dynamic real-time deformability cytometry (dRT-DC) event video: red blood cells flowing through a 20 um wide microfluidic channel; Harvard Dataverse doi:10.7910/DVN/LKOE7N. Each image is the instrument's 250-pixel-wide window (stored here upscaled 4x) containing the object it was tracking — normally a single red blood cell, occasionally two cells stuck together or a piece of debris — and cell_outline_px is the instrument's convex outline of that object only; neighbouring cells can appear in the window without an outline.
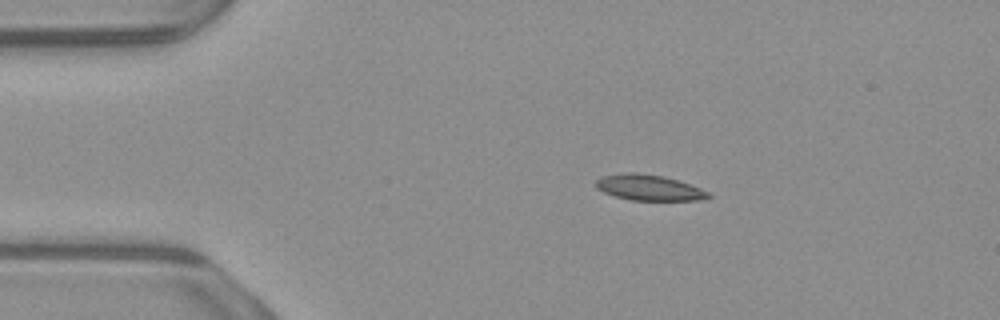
{"species": "common noctule bat (a hibernating species)", "species_latin": "Nyctalus noctula", "temperature_condition": "warm", "stored_images_in_passage": 44, "camera_frame_rate_fps": 3000, "um_per_image_px": 0.085, "animal": {"sex": "male", "body_mass_g": 23.1, "forearm_length_mm": 52.7}, "frame": {"image": 1, "passage_image": 1, "time_ms": 0.0, "image_size_px": [1000, 320], "cell_outline_px": [[712, 196], [700, 200], [632, 200], [616, 196], [604, 192], [596, 188], [596, 180], [600, 176], [624, 172], [636, 172], [664, 176], [700, 188], [708, 192]], "centroid_in_image_um": [55.12, 15.93], "position_along_channel_um": 29.9, "area_um2": 16.76}}
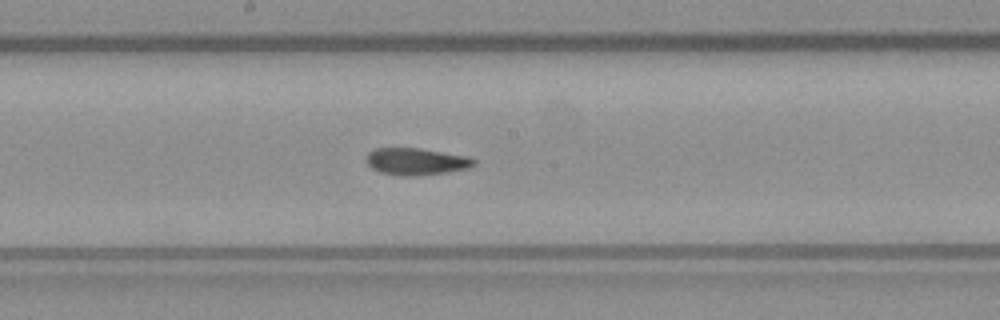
{"frame": {"image": 2, "passage_image": 19, "time_ms": 6.0, "image_size_px": [1000, 320], "cell_outline_px": [[476, 164], [468, 168], [448, 172], [420, 176], [400, 176], [380, 172], [372, 168], [364, 160], [364, 156], [368, 152], [376, 148], [420, 148], [468, 156], [476, 160]], "centroid_in_image_um": [35.36, 13.73], "position_along_channel_um": 212.8, "area_um2": 17.22}}
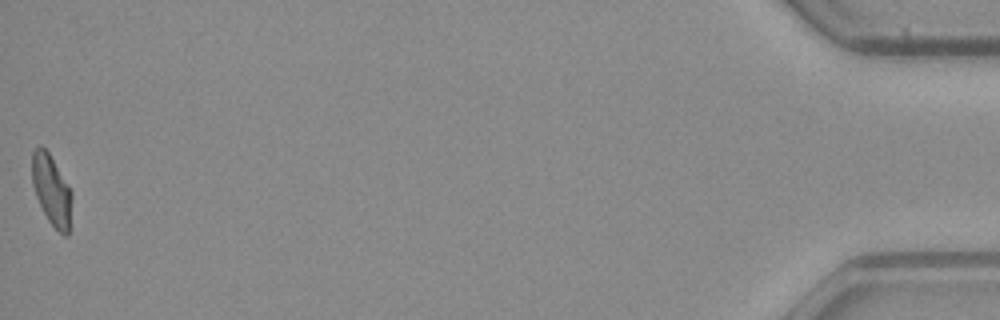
{"frame": {"image": 3, "passage_image": 44, "time_ms": 14.333, "image_size_px": [1000, 320], "cell_outline_px": [[72, 200], [68, 236], [64, 236], [48, 220], [36, 196], [32, 184], [32, 152], [40, 144], [48, 152], [72, 192]], "centroid_in_image_um": [4.38, 16.16], "position_along_channel_um": 430.8, "area_um2": 16.07}, "authors_computed_cell_mechanics": {"area_um2": 17.0799, "velocity_mm_per_s": 3.9101, "shape_relaxation_time_tau1_ms": null, "shape_relaxation_time_tau2_ms": 2.5787, "deformation_change_tau1": null, "deformation_change_tau2": 0.0736}}